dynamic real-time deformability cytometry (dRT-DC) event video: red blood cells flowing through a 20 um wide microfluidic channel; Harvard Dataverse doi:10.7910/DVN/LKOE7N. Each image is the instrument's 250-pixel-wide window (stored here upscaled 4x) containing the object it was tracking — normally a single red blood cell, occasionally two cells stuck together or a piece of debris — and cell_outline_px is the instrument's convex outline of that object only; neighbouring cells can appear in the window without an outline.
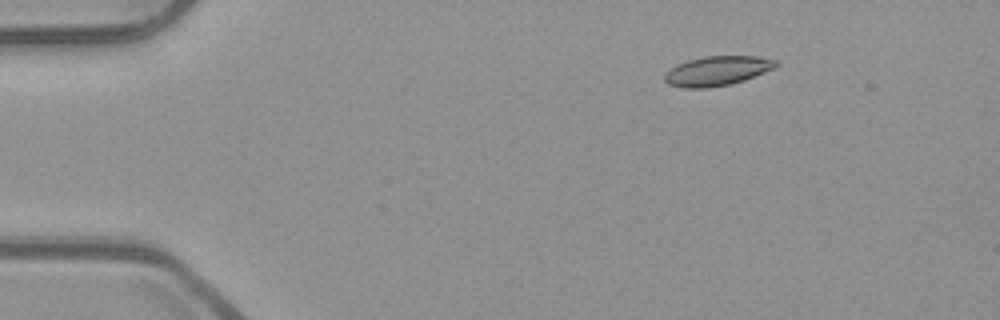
{"species": "common noctule bat (a hibernating species)", "species_latin": "Nyctalus noctula", "temperature_condition": "room temperature", "stored_images_in_passage": 46, "camera_frame_rate_fps": 3000, "um_per_image_px": 0.085, "animal": {"sex": "male", "body_mass_g": 23.1, "forearm_length_mm": 52.7}, "frame": {"image": 1, "passage_image": 1, "time_ms": 0.0, "image_size_px": [1000, 320], "cell_outline_px": [[780, 64], [776, 68], [744, 80], [728, 84], [708, 88], [684, 88], [668, 84], [664, 80], [664, 72], [668, 68], [676, 64], [688, 60], [704, 56], [756, 56], [776, 60]], "centroid_in_image_um": [60.94, 6.02], "position_along_channel_um": 24.1, "area_um2": 19.36}}
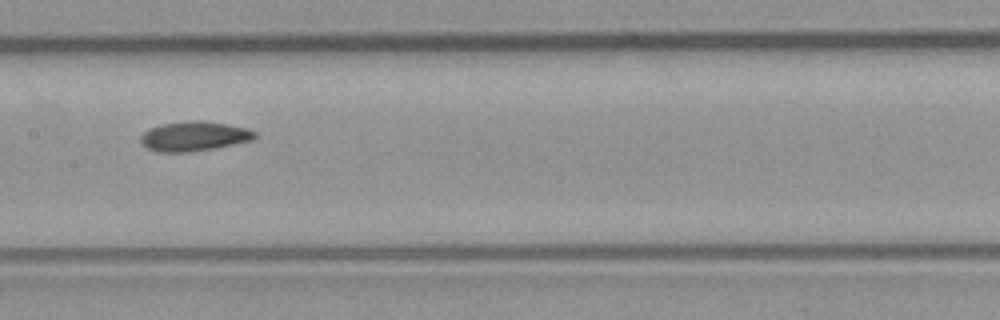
{"frame": {"image": 2, "passage_image": 20, "time_ms": 6.333, "image_size_px": [1000, 320], "cell_outline_px": [[256, 136], [252, 140], [212, 148], [188, 152], [160, 152], [148, 148], [140, 140], [140, 136], [148, 128], [160, 124], [192, 120], [204, 120], [244, 128], [256, 132]], "centroid_in_image_um": [16.45, 11.57], "position_along_channel_um": 191.0, "area_um2": 19.42}}
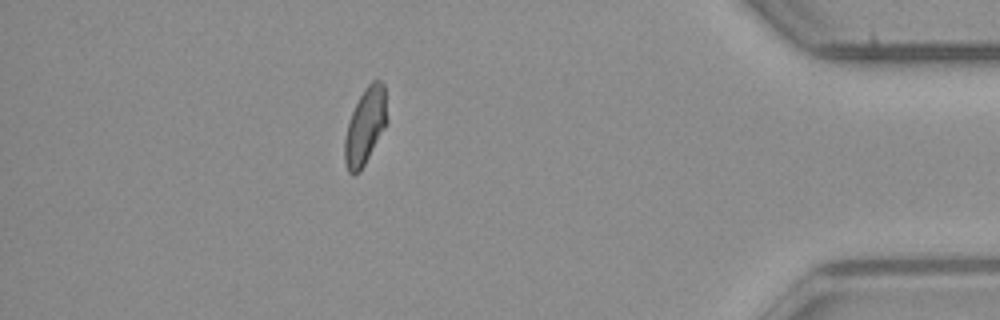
{"frame": {"image": 3, "passage_image": 40, "time_ms": 13.0, "image_size_px": [1000, 320], "cell_outline_px": [[388, 124], [360, 172], [352, 176], [348, 172], [344, 160], [344, 140], [348, 124], [352, 112], [364, 88], [372, 80], [380, 80], [384, 84], [388, 120]], "centroid_in_image_um": [31.06, 10.75], "position_along_channel_um": 404.1, "area_um2": 19.13}, "authors_computed_cell_mechanics": {"area_um2": 19.3052, "velocity_mm_per_s": 3.8934, "shape_relaxation_time_tau1_ms": 6.0933, "shape_relaxation_time_tau2_ms": 3.5191, "deformation_change_tau1": 0.1415, "deformation_change_tau2": 0.0826}}